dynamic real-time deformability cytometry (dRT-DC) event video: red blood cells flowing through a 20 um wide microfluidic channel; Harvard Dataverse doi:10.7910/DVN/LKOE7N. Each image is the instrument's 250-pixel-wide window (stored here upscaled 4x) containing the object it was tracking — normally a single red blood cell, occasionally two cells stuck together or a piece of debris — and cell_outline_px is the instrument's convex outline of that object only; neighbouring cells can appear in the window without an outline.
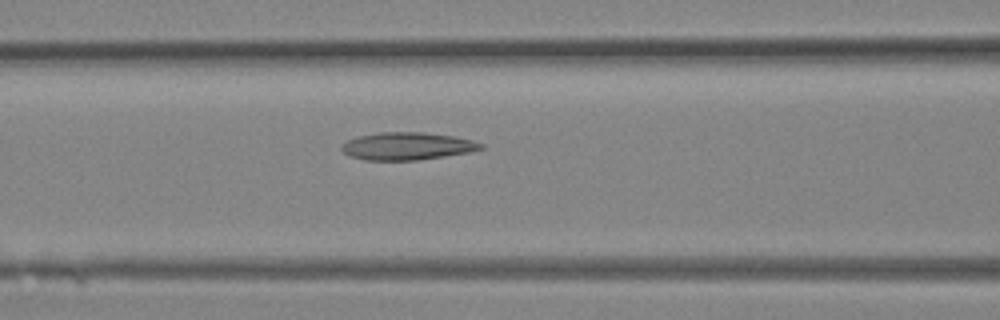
{"species": "Egyptian fruit bat (a non-hibernating species)", "species_latin": "Rousettus aegyptiacus", "temperature_condition": "room temperature", "stored_images_in_passage": 31, "camera_frame_rate_fps": 3000, "um_per_image_px": 0.085, "animal": {"sex": "female"}, "frame": {"image": 1, "passage_image": 13, "time_ms": 4.0, "image_size_px": [1000, 320], "cell_outline_px": [[484, 148], [472, 152], [416, 160], [364, 160], [352, 156], [344, 152], [340, 148], [348, 140], [356, 136], [380, 132], [424, 132], [452, 136], [472, 140], [484, 144]], "centroid_in_image_um": [34.63, 12.41], "position_along_channel_um": 132.0, "area_um2": 22.31}}
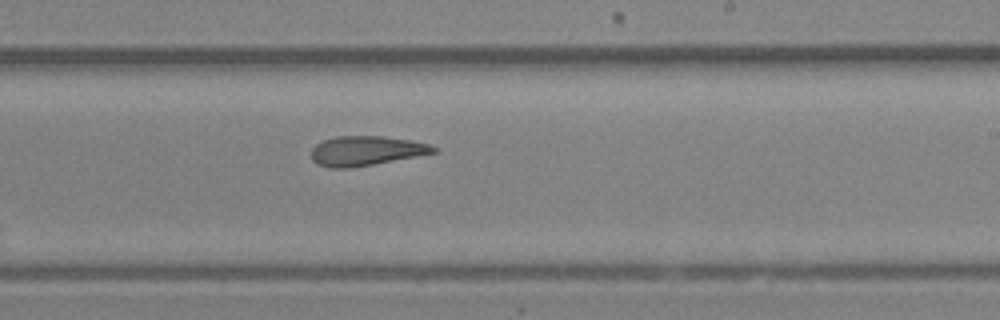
{"frame": {"image": 2, "passage_image": 19, "time_ms": 6.0, "image_size_px": [1000, 320], "cell_outline_px": [[436, 152], [372, 164], [348, 168], [332, 168], [316, 164], [312, 160], [312, 148], [316, 144], [324, 140], [336, 136], [384, 136], [408, 140], [428, 144], [436, 148]], "centroid_in_image_um": [31.05, 12.81], "position_along_channel_um": 257.9, "area_um2": 20.69}}
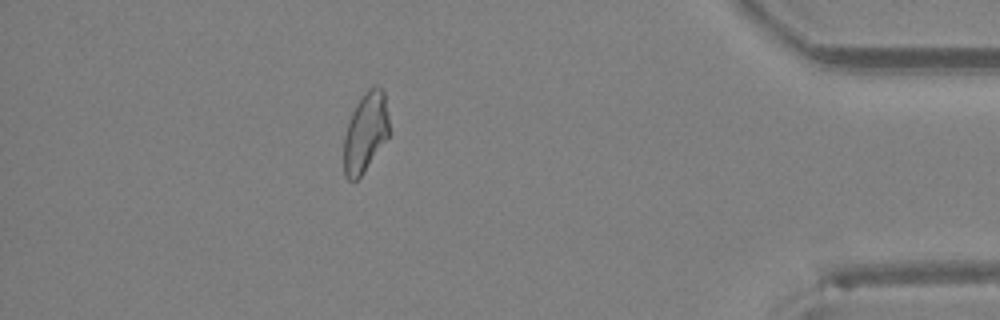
{"frame": {"image": 3, "passage_image": 28, "time_ms": 9.0, "image_size_px": [1000, 320], "cell_outline_px": [[388, 136], [360, 176], [356, 180], [348, 180], [344, 176], [344, 136], [352, 112], [356, 104], [364, 92], [372, 84], [380, 84], [384, 92], [388, 112]], "centroid_in_image_um": [31.06, 11.18], "position_along_channel_um": 404.1, "area_um2": 20.87}}